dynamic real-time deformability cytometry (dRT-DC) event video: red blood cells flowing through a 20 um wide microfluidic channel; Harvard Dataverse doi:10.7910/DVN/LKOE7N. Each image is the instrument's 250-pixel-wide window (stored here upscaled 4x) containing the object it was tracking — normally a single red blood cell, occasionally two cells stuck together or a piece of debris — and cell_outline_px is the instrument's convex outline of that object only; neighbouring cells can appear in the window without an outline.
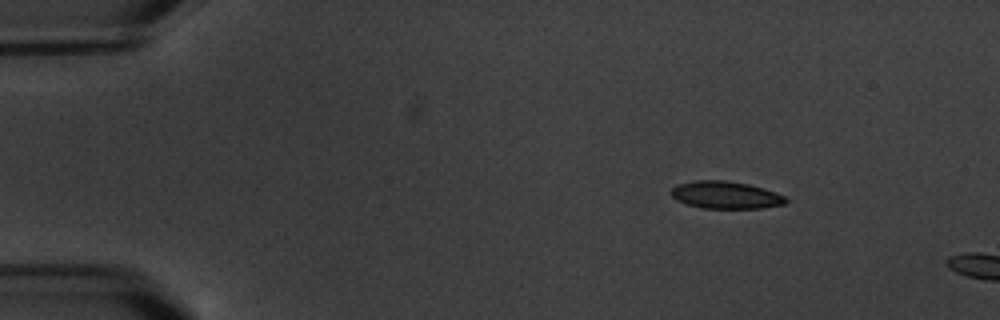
{"species": "common noctule bat (a hibernating species)", "species_latin": "Nyctalus noctula", "temperature_condition": "warm", "stored_images_in_passage": 2, "camera_frame_rate_fps": 3000, "um_per_image_px": 0.085, "animal": {"sex": "male", "body_mass_g": 20.1, "forearm_length_mm": 53.5}, "frame": {"image": 1, "passage_image": 1, "time_ms": 0.0, "image_size_px": [1000, 320], "cell_outline_px": [[788, 200], [784, 204], [760, 208], [704, 208], [688, 204], [676, 200], [668, 192], [676, 184], [696, 180], [724, 180], [748, 184], [764, 188], [776, 192], [784, 196]], "centroid_in_image_um": [61.65, 16.56], "position_along_channel_um": 23.3, "area_um2": 18.32}}